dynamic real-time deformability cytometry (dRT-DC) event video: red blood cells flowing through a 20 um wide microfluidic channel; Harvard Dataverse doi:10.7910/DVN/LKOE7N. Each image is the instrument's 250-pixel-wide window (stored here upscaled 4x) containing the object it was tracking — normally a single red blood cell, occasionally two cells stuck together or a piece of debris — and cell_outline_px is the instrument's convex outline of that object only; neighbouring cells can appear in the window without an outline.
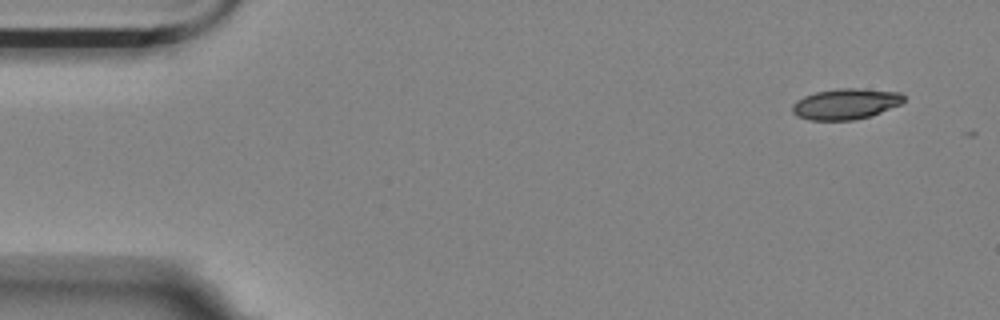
{"species": "Egyptian fruit bat (a non-hibernating species)", "species_latin": "Rousettus aegyptiacus", "temperature_condition": "room temperature", "stored_images_in_passage": 5, "camera_frame_rate_fps": 3000, "um_per_image_px": 0.085, "animal": {"sex": "female"}, "frame": {"image": 1, "passage_image": 1, "time_ms": 0.0, "image_size_px": [1000, 320], "cell_outline_px": [[904, 100], [900, 104], [872, 116], [852, 120], [812, 120], [796, 116], [792, 112], [792, 104], [796, 100], [804, 96], [816, 92], [836, 88], [860, 88], [900, 92], [904, 96]], "centroid_in_image_um": [71.87, 8.83], "position_along_channel_um": 13.1, "area_um2": 20.11}}
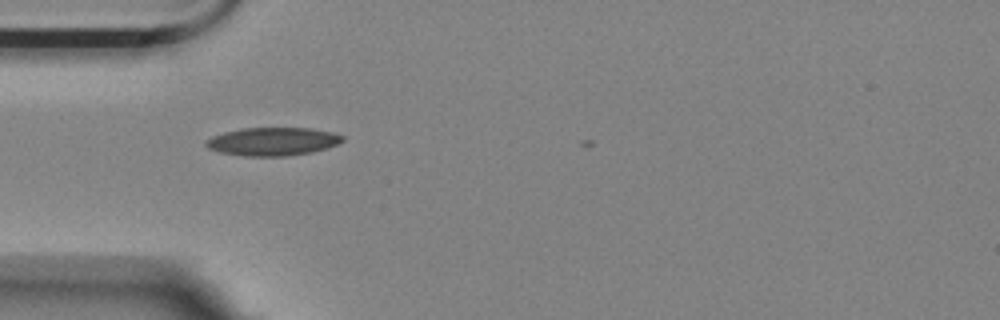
{"frame": {"image": 2, "passage_image": 4, "time_ms": 4.333, "image_size_px": [1000, 320], "cell_outline_px": [[344, 140], [328, 148], [312, 152], [288, 156], [244, 156], [220, 152], [208, 148], [204, 144], [204, 140], [212, 136], [224, 132], [240, 128], [312, 128], [332, 132], [344, 136]], "centroid_in_image_um": [23.16, 12.02], "position_along_channel_um": 61.8, "area_um2": 22.6}}